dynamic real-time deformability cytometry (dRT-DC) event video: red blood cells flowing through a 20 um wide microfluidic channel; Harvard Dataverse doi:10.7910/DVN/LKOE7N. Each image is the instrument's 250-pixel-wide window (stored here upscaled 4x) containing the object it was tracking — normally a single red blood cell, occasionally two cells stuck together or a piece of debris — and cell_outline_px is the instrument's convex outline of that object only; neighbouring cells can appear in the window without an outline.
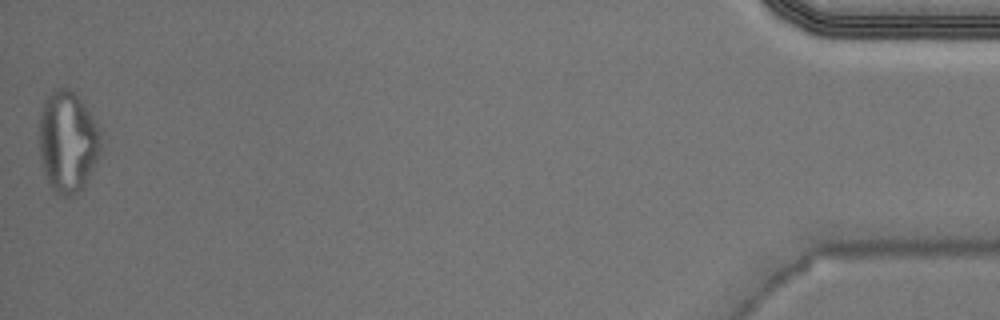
{"species": "Egyptian fruit bat (a non-hibernating species)", "species_latin": "Rousettus aegyptiacus", "temperature_condition": "warm", "stored_images_in_passage": 51, "camera_frame_rate_fps": 3000, "um_per_image_px": 0.085, "animal": {"sex": "male"}, "frame": {"image": 1, "passage_image": 51, "time_ms": 16.667, "image_size_px": [1000, 320], "cell_outline_px": [[100, 152], [84, 188], [72, 196], [60, 196], [52, 188], [44, 172], [40, 160], [40, 112], [44, 100], [56, 88], [68, 88], [84, 104], [100, 128]], "centroid_in_image_um": [5.76, 12.07], "position_along_channel_um": 429.4, "area_um2": 36.24}, "authors_computed_cell_mechanics": {"area_um2": 21.7906, "velocity_mm_per_s": 3.9938, "shape_relaxation_time_tau1_ms": null, "shape_relaxation_time_tau2_ms": 1.5495, "deformation_change_tau1": null, "deformation_change_tau2": 0.0807}}